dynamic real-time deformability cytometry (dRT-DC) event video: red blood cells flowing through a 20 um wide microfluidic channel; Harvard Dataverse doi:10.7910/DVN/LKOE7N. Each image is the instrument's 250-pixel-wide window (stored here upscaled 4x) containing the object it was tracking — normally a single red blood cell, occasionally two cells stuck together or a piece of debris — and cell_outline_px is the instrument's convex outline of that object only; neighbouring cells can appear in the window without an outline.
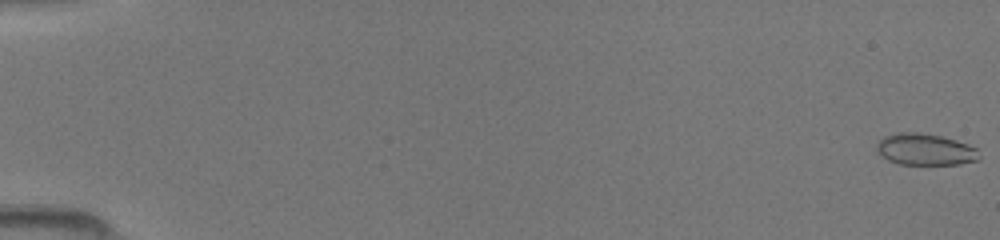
{"species": "common noctule bat (a hibernating species)", "species_latin": "Nyctalus noctula", "temperature_condition": "room temperature", "stored_images_in_passage": 50, "camera_frame_rate_fps": 3000, "um_per_image_px": 0.085, "animal": {"sex": "female", "body_mass_g": 19.5, "forearm_length_mm": 54.1}, "frame": {"image": 1, "passage_image": 1, "time_ms": 0.0, "image_size_px": [1000, 240], "cell_outline_px": [[980, 160], [960, 164], [900, 164], [888, 160], [876, 148], [876, 144], [884, 136], [896, 132], [920, 132], [940, 136], [956, 140], [968, 144], [976, 148], [980, 156]], "centroid_in_image_um": [78.67, 12.69], "position_along_channel_um": 6.3, "area_um2": 18.84}}
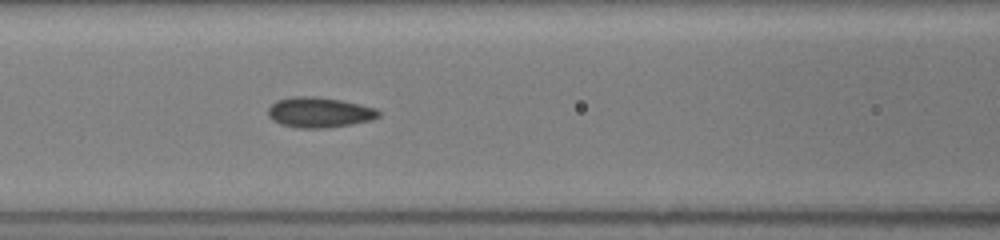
{"frame": {"image": 2, "passage_image": 23, "time_ms": 7.333, "image_size_px": [1000, 240], "cell_outline_px": [[380, 116], [372, 120], [352, 124], [324, 128], [296, 128], [280, 124], [272, 120], [268, 116], [268, 108], [276, 100], [292, 96], [316, 96], [344, 100], [376, 108], [380, 112]], "centroid_in_image_um": [27.14, 9.54], "position_along_channel_um": 139.5, "area_um2": 19.83}}
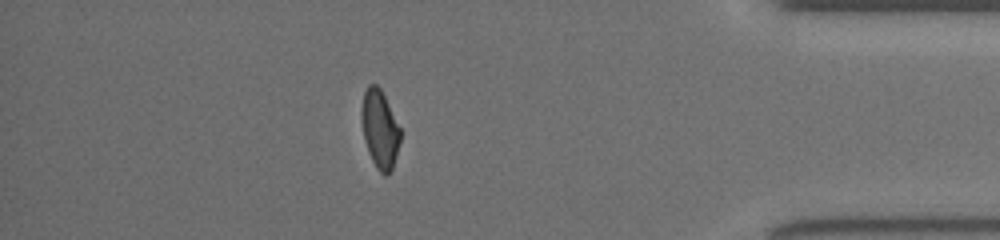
{"frame": {"image": 3, "passage_image": 44, "time_ms": 14.333, "image_size_px": [1000, 240], "cell_outline_px": [[400, 140], [396, 156], [392, 168], [388, 176], [384, 176], [376, 168], [368, 152], [364, 140], [360, 120], [360, 112], [364, 92], [368, 84], [376, 84], [380, 88], [400, 128]], "centroid_in_image_um": [32.25, 10.99], "position_along_channel_um": 402.9, "area_um2": 17.74}}